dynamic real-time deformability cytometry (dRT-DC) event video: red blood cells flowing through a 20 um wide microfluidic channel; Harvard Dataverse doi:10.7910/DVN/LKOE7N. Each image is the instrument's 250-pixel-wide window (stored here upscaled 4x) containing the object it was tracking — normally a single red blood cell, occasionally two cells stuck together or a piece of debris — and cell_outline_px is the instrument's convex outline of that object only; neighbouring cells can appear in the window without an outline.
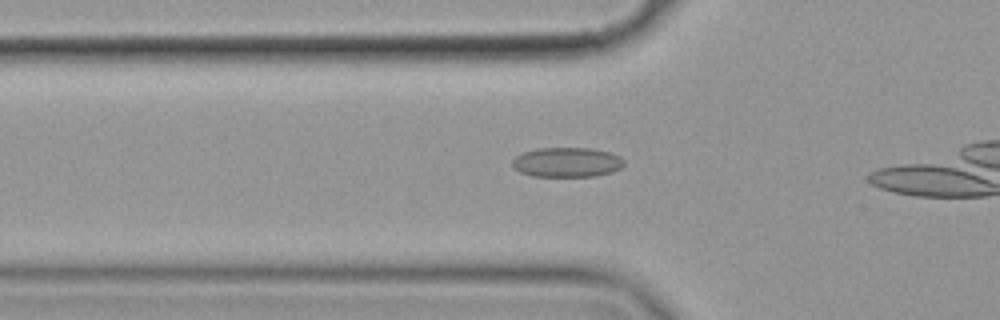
{"species": "common noctule bat (a hibernating species)", "species_latin": "Nyctalus noctula", "temperature_condition": "cold", "stored_images_in_passage": 15, "camera_frame_rate_fps": 3000, "um_per_image_px": 0.085, "animal": {"sex": "female", "body_mass_g": 19.9}, "frame": {"image": 1, "passage_image": 9, "time_ms": 2.667, "image_size_px": [1000, 320], "cell_outline_px": [[624, 164], [620, 168], [612, 172], [596, 176], [532, 176], [520, 172], [512, 164], [512, 160], [516, 156], [524, 152], [536, 148], [592, 148], [608, 152], [620, 156], [624, 160]], "centroid_in_image_um": [48.2, 13.79], "position_along_channel_um": 77.6, "area_um2": 19.31}}
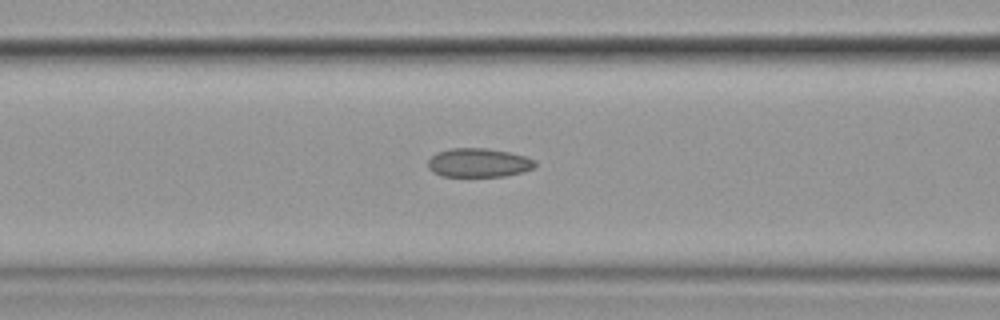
{"frame": {"image": 2, "passage_image": 13, "time_ms": 4.0, "image_size_px": [1000, 320], "cell_outline_px": [[536, 164], [532, 168], [524, 172], [504, 176], [440, 176], [432, 172], [428, 168], [428, 160], [436, 152], [448, 148], [488, 148], [508, 152], [524, 156], [536, 160]], "centroid_in_image_um": [40.65, 13.83], "position_along_channel_um": 125.9, "area_um2": 18.15}}